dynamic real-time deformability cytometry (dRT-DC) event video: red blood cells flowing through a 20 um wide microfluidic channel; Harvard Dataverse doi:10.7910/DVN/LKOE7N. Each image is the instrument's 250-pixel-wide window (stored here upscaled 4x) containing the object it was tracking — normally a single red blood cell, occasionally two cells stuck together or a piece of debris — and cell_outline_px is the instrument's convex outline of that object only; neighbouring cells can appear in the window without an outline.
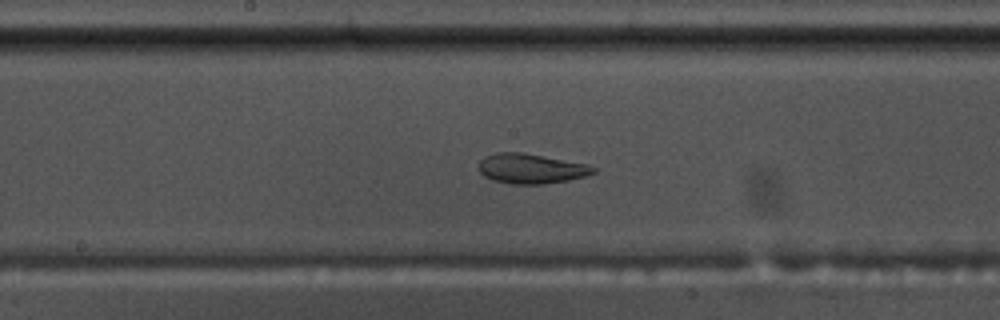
{"species": "common noctule bat (a hibernating species)", "species_latin": "Nyctalus noctula", "temperature_condition": "warm", "stored_images_in_passage": 56, "camera_frame_rate_fps": 3000, "um_per_image_px": 0.085, "animal": {"sex": "male", "body_mass_g": 17.5, "forearm_length_mm": 52.3}, "frame": {"image": 1, "passage_image": 29, "time_ms": 9.333, "image_size_px": [1000, 320], "cell_outline_px": [[596, 172], [584, 176], [568, 180], [544, 184], [512, 184], [492, 180], [484, 176], [480, 172], [480, 160], [484, 156], [496, 152], [524, 152], [588, 164], [596, 168]], "centroid_in_image_um": [45.14, 14.32], "position_along_channel_um": 203.1, "area_um2": 20.06}}
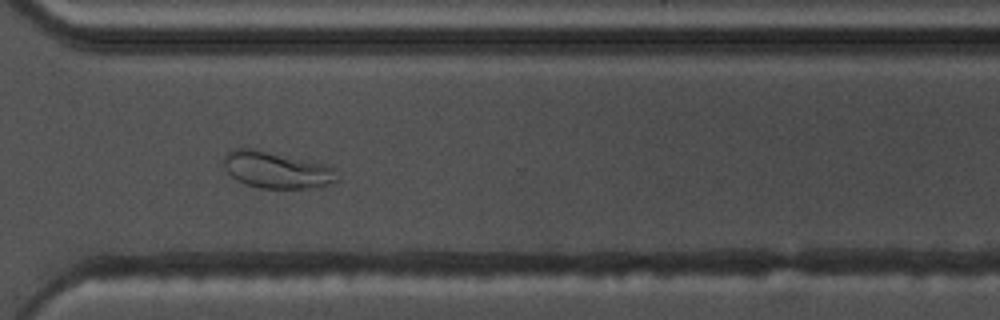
{"frame": {"image": 2, "passage_image": 41, "time_ms": 13.333, "image_size_px": [1000, 320], "cell_outline_px": [[340, 176], [336, 180], [320, 188], [260, 188], [244, 184], [236, 180], [224, 168], [224, 156], [232, 148], [248, 148], [324, 164], [332, 168]], "centroid_in_image_um": [23.49, 14.47], "position_along_channel_um": 347.1, "area_um2": 23.93}}
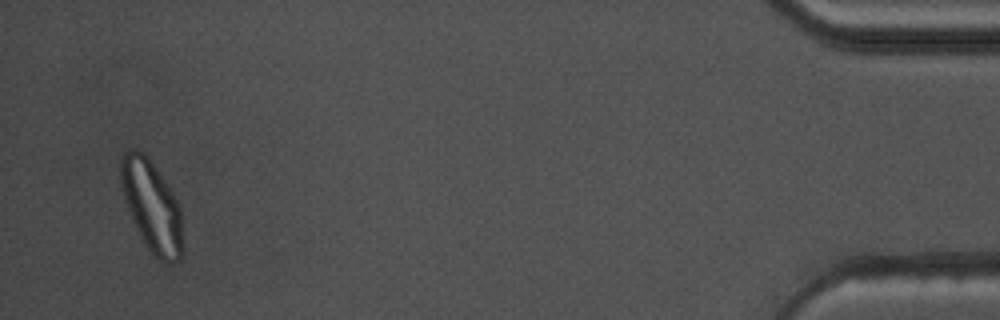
{"frame": {"image": 3, "passage_image": 54, "time_ms": 17.667, "image_size_px": [1000, 320], "cell_outline_px": [[180, 260], [168, 264], [164, 264], [144, 244], [132, 220], [120, 188], [120, 156], [124, 152], [132, 148], [136, 148], [144, 152], [148, 156], [176, 200], [180, 208]], "centroid_in_image_um": [12.82, 17.47], "position_along_channel_um": 422.4, "area_um2": 32.43}, "authors_computed_cell_mechanics": {"area_um2": 25.3453, "velocity_mm_per_s": 3.602, "shape_relaxation_time_tau1_ms": 9.9052, "shape_relaxation_time_tau2_ms": 1.2813, "deformation_change_tau1": 0.2491, "deformation_change_tau2": 0.0699}}